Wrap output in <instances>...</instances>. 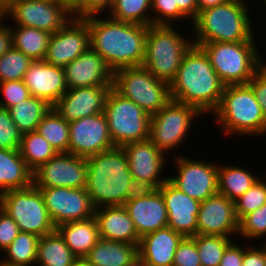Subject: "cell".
I'll list each match as a JSON object with an SVG mask.
<instances>
[{"mask_svg":"<svg viewBox=\"0 0 266 266\" xmlns=\"http://www.w3.org/2000/svg\"><path fill=\"white\" fill-rule=\"evenodd\" d=\"M105 18V19H103ZM88 22L90 47L114 71L142 66L148 26L91 15Z\"/></svg>","mask_w":266,"mask_h":266,"instance_id":"6da1fadb","label":"cell"},{"mask_svg":"<svg viewBox=\"0 0 266 266\" xmlns=\"http://www.w3.org/2000/svg\"><path fill=\"white\" fill-rule=\"evenodd\" d=\"M169 86L172 100L194 106L204 115L218 108L225 88L205 51L194 44Z\"/></svg>","mask_w":266,"mask_h":266,"instance_id":"7a4b0ae2","label":"cell"},{"mask_svg":"<svg viewBox=\"0 0 266 266\" xmlns=\"http://www.w3.org/2000/svg\"><path fill=\"white\" fill-rule=\"evenodd\" d=\"M87 160L86 190L97 207L123 206L128 184L133 180L123 147L92 155Z\"/></svg>","mask_w":266,"mask_h":266,"instance_id":"3957f363","label":"cell"},{"mask_svg":"<svg viewBox=\"0 0 266 266\" xmlns=\"http://www.w3.org/2000/svg\"><path fill=\"white\" fill-rule=\"evenodd\" d=\"M245 0L228 2L207 8L191 22L193 43L200 46L212 42L255 41L254 26ZM194 28V29H193ZM254 34V35H253Z\"/></svg>","mask_w":266,"mask_h":266,"instance_id":"277c9868","label":"cell"},{"mask_svg":"<svg viewBox=\"0 0 266 266\" xmlns=\"http://www.w3.org/2000/svg\"><path fill=\"white\" fill-rule=\"evenodd\" d=\"M212 114L225 136L266 135V118L247 84L225 86L221 102Z\"/></svg>","mask_w":266,"mask_h":266,"instance_id":"5b68a950","label":"cell"},{"mask_svg":"<svg viewBox=\"0 0 266 266\" xmlns=\"http://www.w3.org/2000/svg\"><path fill=\"white\" fill-rule=\"evenodd\" d=\"M254 41L203 43L214 71L222 83L245 85L261 68V54Z\"/></svg>","mask_w":266,"mask_h":266,"instance_id":"8992f818","label":"cell"},{"mask_svg":"<svg viewBox=\"0 0 266 266\" xmlns=\"http://www.w3.org/2000/svg\"><path fill=\"white\" fill-rule=\"evenodd\" d=\"M175 25H149L143 67L161 81L171 83L182 59L194 44ZM184 36V37H183Z\"/></svg>","mask_w":266,"mask_h":266,"instance_id":"52a82bcc","label":"cell"},{"mask_svg":"<svg viewBox=\"0 0 266 266\" xmlns=\"http://www.w3.org/2000/svg\"><path fill=\"white\" fill-rule=\"evenodd\" d=\"M112 88L150 115L172 100L169 83L156 78L143 66L124 67L114 71Z\"/></svg>","mask_w":266,"mask_h":266,"instance_id":"ba28073f","label":"cell"},{"mask_svg":"<svg viewBox=\"0 0 266 266\" xmlns=\"http://www.w3.org/2000/svg\"><path fill=\"white\" fill-rule=\"evenodd\" d=\"M104 113L114 146L149 139L151 115L113 88L108 92Z\"/></svg>","mask_w":266,"mask_h":266,"instance_id":"9c48e42d","label":"cell"},{"mask_svg":"<svg viewBox=\"0 0 266 266\" xmlns=\"http://www.w3.org/2000/svg\"><path fill=\"white\" fill-rule=\"evenodd\" d=\"M0 208L16 222L22 232L42 237L56 229L40 190L33 184L24 189L9 190L0 194Z\"/></svg>","mask_w":266,"mask_h":266,"instance_id":"30bf717a","label":"cell"},{"mask_svg":"<svg viewBox=\"0 0 266 266\" xmlns=\"http://www.w3.org/2000/svg\"><path fill=\"white\" fill-rule=\"evenodd\" d=\"M202 115L194 106L171 100L151 115L149 140L163 153L172 152L185 143L192 122Z\"/></svg>","mask_w":266,"mask_h":266,"instance_id":"8fae6325","label":"cell"},{"mask_svg":"<svg viewBox=\"0 0 266 266\" xmlns=\"http://www.w3.org/2000/svg\"><path fill=\"white\" fill-rule=\"evenodd\" d=\"M8 18L15 23L14 26L32 27L53 34L73 18V13L58 0H10Z\"/></svg>","mask_w":266,"mask_h":266,"instance_id":"7c38bea8","label":"cell"},{"mask_svg":"<svg viewBox=\"0 0 266 266\" xmlns=\"http://www.w3.org/2000/svg\"><path fill=\"white\" fill-rule=\"evenodd\" d=\"M173 158L176 174L168 180L176 188L199 202L218 193V163L193 160L179 154Z\"/></svg>","mask_w":266,"mask_h":266,"instance_id":"4fadbf2b","label":"cell"},{"mask_svg":"<svg viewBox=\"0 0 266 266\" xmlns=\"http://www.w3.org/2000/svg\"><path fill=\"white\" fill-rule=\"evenodd\" d=\"M55 227L94 217L95 206L84 188H38Z\"/></svg>","mask_w":266,"mask_h":266,"instance_id":"5bb4252c","label":"cell"},{"mask_svg":"<svg viewBox=\"0 0 266 266\" xmlns=\"http://www.w3.org/2000/svg\"><path fill=\"white\" fill-rule=\"evenodd\" d=\"M86 175V158L71 153H57L33 172V185L36 188H84Z\"/></svg>","mask_w":266,"mask_h":266,"instance_id":"9a60e30c","label":"cell"},{"mask_svg":"<svg viewBox=\"0 0 266 266\" xmlns=\"http://www.w3.org/2000/svg\"><path fill=\"white\" fill-rule=\"evenodd\" d=\"M113 147L104 112L69 122L68 153L88 158Z\"/></svg>","mask_w":266,"mask_h":266,"instance_id":"2e32d148","label":"cell"},{"mask_svg":"<svg viewBox=\"0 0 266 266\" xmlns=\"http://www.w3.org/2000/svg\"><path fill=\"white\" fill-rule=\"evenodd\" d=\"M88 47V22L84 18L73 16L61 29L51 34L44 61L63 68Z\"/></svg>","mask_w":266,"mask_h":266,"instance_id":"e0dca14e","label":"cell"},{"mask_svg":"<svg viewBox=\"0 0 266 266\" xmlns=\"http://www.w3.org/2000/svg\"><path fill=\"white\" fill-rule=\"evenodd\" d=\"M239 220L235 202L216 193L200 204L197 216V235L238 236ZM235 234V235H234Z\"/></svg>","mask_w":266,"mask_h":266,"instance_id":"ac0fdd59","label":"cell"},{"mask_svg":"<svg viewBox=\"0 0 266 266\" xmlns=\"http://www.w3.org/2000/svg\"><path fill=\"white\" fill-rule=\"evenodd\" d=\"M112 85L70 88L52 106L67 122L104 112Z\"/></svg>","mask_w":266,"mask_h":266,"instance_id":"d6986e66","label":"cell"},{"mask_svg":"<svg viewBox=\"0 0 266 266\" xmlns=\"http://www.w3.org/2000/svg\"><path fill=\"white\" fill-rule=\"evenodd\" d=\"M122 147L133 179L148 181L157 189L168 180L167 176L161 177L168 154L159 150L149 139L127 143Z\"/></svg>","mask_w":266,"mask_h":266,"instance_id":"ffe728a7","label":"cell"},{"mask_svg":"<svg viewBox=\"0 0 266 266\" xmlns=\"http://www.w3.org/2000/svg\"><path fill=\"white\" fill-rule=\"evenodd\" d=\"M158 189L168 213L167 226L184 237L197 235V216L201 202L190 198L169 180Z\"/></svg>","mask_w":266,"mask_h":266,"instance_id":"44dd1931","label":"cell"},{"mask_svg":"<svg viewBox=\"0 0 266 266\" xmlns=\"http://www.w3.org/2000/svg\"><path fill=\"white\" fill-rule=\"evenodd\" d=\"M67 89L113 85V70L91 47L63 67Z\"/></svg>","mask_w":266,"mask_h":266,"instance_id":"7402d4cb","label":"cell"},{"mask_svg":"<svg viewBox=\"0 0 266 266\" xmlns=\"http://www.w3.org/2000/svg\"><path fill=\"white\" fill-rule=\"evenodd\" d=\"M31 96L53 106L67 91L64 69L44 60H34L23 77Z\"/></svg>","mask_w":266,"mask_h":266,"instance_id":"603a6c76","label":"cell"},{"mask_svg":"<svg viewBox=\"0 0 266 266\" xmlns=\"http://www.w3.org/2000/svg\"><path fill=\"white\" fill-rule=\"evenodd\" d=\"M141 238L167 226L168 213L159 189L144 198H136L123 205Z\"/></svg>","mask_w":266,"mask_h":266,"instance_id":"cb8c5ba5","label":"cell"},{"mask_svg":"<svg viewBox=\"0 0 266 266\" xmlns=\"http://www.w3.org/2000/svg\"><path fill=\"white\" fill-rule=\"evenodd\" d=\"M184 238L169 226L140 238L138 257L151 266H173L174 254Z\"/></svg>","mask_w":266,"mask_h":266,"instance_id":"d4e9b609","label":"cell"},{"mask_svg":"<svg viewBox=\"0 0 266 266\" xmlns=\"http://www.w3.org/2000/svg\"><path fill=\"white\" fill-rule=\"evenodd\" d=\"M94 217L100 238L139 245L140 237L124 206L97 207Z\"/></svg>","mask_w":266,"mask_h":266,"instance_id":"484cf974","label":"cell"},{"mask_svg":"<svg viewBox=\"0 0 266 266\" xmlns=\"http://www.w3.org/2000/svg\"><path fill=\"white\" fill-rule=\"evenodd\" d=\"M55 230L77 259L84 258L100 238L95 217L62 223Z\"/></svg>","mask_w":266,"mask_h":266,"instance_id":"4316f807","label":"cell"},{"mask_svg":"<svg viewBox=\"0 0 266 266\" xmlns=\"http://www.w3.org/2000/svg\"><path fill=\"white\" fill-rule=\"evenodd\" d=\"M137 258V245L103 238L84 257L92 266H131Z\"/></svg>","mask_w":266,"mask_h":266,"instance_id":"83f0119b","label":"cell"},{"mask_svg":"<svg viewBox=\"0 0 266 266\" xmlns=\"http://www.w3.org/2000/svg\"><path fill=\"white\" fill-rule=\"evenodd\" d=\"M33 184V172L21 157L19 149L0 148V194L24 189Z\"/></svg>","mask_w":266,"mask_h":266,"instance_id":"f1b7e54d","label":"cell"},{"mask_svg":"<svg viewBox=\"0 0 266 266\" xmlns=\"http://www.w3.org/2000/svg\"><path fill=\"white\" fill-rule=\"evenodd\" d=\"M256 176L242 166L218 164V193L235 202L259 180Z\"/></svg>","mask_w":266,"mask_h":266,"instance_id":"f546056e","label":"cell"},{"mask_svg":"<svg viewBox=\"0 0 266 266\" xmlns=\"http://www.w3.org/2000/svg\"><path fill=\"white\" fill-rule=\"evenodd\" d=\"M76 260L56 230L39 238L35 266H71Z\"/></svg>","mask_w":266,"mask_h":266,"instance_id":"4dcf8cb0","label":"cell"},{"mask_svg":"<svg viewBox=\"0 0 266 266\" xmlns=\"http://www.w3.org/2000/svg\"><path fill=\"white\" fill-rule=\"evenodd\" d=\"M12 47L34 60H44L51 34L32 27L12 26Z\"/></svg>","mask_w":266,"mask_h":266,"instance_id":"1f68e13d","label":"cell"},{"mask_svg":"<svg viewBox=\"0 0 266 266\" xmlns=\"http://www.w3.org/2000/svg\"><path fill=\"white\" fill-rule=\"evenodd\" d=\"M52 108L45 100L31 96L9 108L13 122L24 134L36 131L38 124Z\"/></svg>","mask_w":266,"mask_h":266,"instance_id":"d6a6232c","label":"cell"},{"mask_svg":"<svg viewBox=\"0 0 266 266\" xmlns=\"http://www.w3.org/2000/svg\"><path fill=\"white\" fill-rule=\"evenodd\" d=\"M19 151L32 172L58 153L37 130L22 134Z\"/></svg>","mask_w":266,"mask_h":266,"instance_id":"836d02e7","label":"cell"},{"mask_svg":"<svg viewBox=\"0 0 266 266\" xmlns=\"http://www.w3.org/2000/svg\"><path fill=\"white\" fill-rule=\"evenodd\" d=\"M39 238L36 234L20 231L13 242L3 251L4 259H0V261L12 266H35Z\"/></svg>","mask_w":266,"mask_h":266,"instance_id":"e575fe53","label":"cell"},{"mask_svg":"<svg viewBox=\"0 0 266 266\" xmlns=\"http://www.w3.org/2000/svg\"><path fill=\"white\" fill-rule=\"evenodd\" d=\"M37 131L58 153H68L69 122L53 108L49 110L38 124Z\"/></svg>","mask_w":266,"mask_h":266,"instance_id":"d590c367","label":"cell"},{"mask_svg":"<svg viewBox=\"0 0 266 266\" xmlns=\"http://www.w3.org/2000/svg\"><path fill=\"white\" fill-rule=\"evenodd\" d=\"M108 12L116 21L152 25L151 0H114Z\"/></svg>","mask_w":266,"mask_h":266,"instance_id":"8d00e7d4","label":"cell"},{"mask_svg":"<svg viewBox=\"0 0 266 266\" xmlns=\"http://www.w3.org/2000/svg\"><path fill=\"white\" fill-rule=\"evenodd\" d=\"M201 266H219L227 246L234 240L223 236L195 235Z\"/></svg>","mask_w":266,"mask_h":266,"instance_id":"74e56055","label":"cell"},{"mask_svg":"<svg viewBox=\"0 0 266 266\" xmlns=\"http://www.w3.org/2000/svg\"><path fill=\"white\" fill-rule=\"evenodd\" d=\"M32 62L33 60L23 52L11 47L0 57V83L23 80Z\"/></svg>","mask_w":266,"mask_h":266,"instance_id":"f35d334b","label":"cell"},{"mask_svg":"<svg viewBox=\"0 0 266 266\" xmlns=\"http://www.w3.org/2000/svg\"><path fill=\"white\" fill-rule=\"evenodd\" d=\"M266 204V175L259 180L237 201H235L236 215L240 221L245 215L256 211Z\"/></svg>","mask_w":266,"mask_h":266,"instance_id":"ab89813d","label":"cell"},{"mask_svg":"<svg viewBox=\"0 0 266 266\" xmlns=\"http://www.w3.org/2000/svg\"><path fill=\"white\" fill-rule=\"evenodd\" d=\"M238 236L244 240H258V238L261 240L266 236V204L248 213L239 221ZM264 239L266 243V238Z\"/></svg>","mask_w":266,"mask_h":266,"instance_id":"60d3db41","label":"cell"},{"mask_svg":"<svg viewBox=\"0 0 266 266\" xmlns=\"http://www.w3.org/2000/svg\"><path fill=\"white\" fill-rule=\"evenodd\" d=\"M151 15L152 25L176 26L178 21L182 22L187 18L175 4V0H151Z\"/></svg>","mask_w":266,"mask_h":266,"instance_id":"b9f144b4","label":"cell"},{"mask_svg":"<svg viewBox=\"0 0 266 266\" xmlns=\"http://www.w3.org/2000/svg\"><path fill=\"white\" fill-rule=\"evenodd\" d=\"M22 133L13 122L9 109L0 107V148L19 149Z\"/></svg>","mask_w":266,"mask_h":266,"instance_id":"7bdbcfd3","label":"cell"},{"mask_svg":"<svg viewBox=\"0 0 266 266\" xmlns=\"http://www.w3.org/2000/svg\"><path fill=\"white\" fill-rule=\"evenodd\" d=\"M0 96V107L9 109L31 97V94L23 80H12L0 83Z\"/></svg>","mask_w":266,"mask_h":266,"instance_id":"ee69618b","label":"cell"},{"mask_svg":"<svg viewBox=\"0 0 266 266\" xmlns=\"http://www.w3.org/2000/svg\"><path fill=\"white\" fill-rule=\"evenodd\" d=\"M173 266H201L197 245L192 237H184L178 245Z\"/></svg>","mask_w":266,"mask_h":266,"instance_id":"f6af8a7d","label":"cell"},{"mask_svg":"<svg viewBox=\"0 0 266 266\" xmlns=\"http://www.w3.org/2000/svg\"><path fill=\"white\" fill-rule=\"evenodd\" d=\"M114 0H79L78 4L72 9L74 17L84 18L91 15L103 16V12L109 11Z\"/></svg>","mask_w":266,"mask_h":266,"instance_id":"bcb514c9","label":"cell"},{"mask_svg":"<svg viewBox=\"0 0 266 266\" xmlns=\"http://www.w3.org/2000/svg\"><path fill=\"white\" fill-rule=\"evenodd\" d=\"M16 222L0 208V250L3 252L18 236Z\"/></svg>","mask_w":266,"mask_h":266,"instance_id":"7dc6e473","label":"cell"},{"mask_svg":"<svg viewBox=\"0 0 266 266\" xmlns=\"http://www.w3.org/2000/svg\"><path fill=\"white\" fill-rule=\"evenodd\" d=\"M247 85L252 89L266 118V70L261 67L250 79Z\"/></svg>","mask_w":266,"mask_h":266,"instance_id":"c3c4849f","label":"cell"},{"mask_svg":"<svg viewBox=\"0 0 266 266\" xmlns=\"http://www.w3.org/2000/svg\"><path fill=\"white\" fill-rule=\"evenodd\" d=\"M155 190H157V188L152 183L133 179L127 187L126 202L136 198L147 197Z\"/></svg>","mask_w":266,"mask_h":266,"instance_id":"681fc988","label":"cell"},{"mask_svg":"<svg viewBox=\"0 0 266 266\" xmlns=\"http://www.w3.org/2000/svg\"><path fill=\"white\" fill-rule=\"evenodd\" d=\"M243 255L244 248L232 241L224 251L219 266H242Z\"/></svg>","mask_w":266,"mask_h":266,"instance_id":"f907efd6","label":"cell"},{"mask_svg":"<svg viewBox=\"0 0 266 266\" xmlns=\"http://www.w3.org/2000/svg\"><path fill=\"white\" fill-rule=\"evenodd\" d=\"M242 266H266V244L262 248L244 247Z\"/></svg>","mask_w":266,"mask_h":266,"instance_id":"816d5d0a","label":"cell"},{"mask_svg":"<svg viewBox=\"0 0 266 266\" xmlns=\"http://www.w3.org/2000/svg\"><path fill=\"white\" fill-rule=\"evenodd\" d=\"M7 20H0V57L12 47L11 26L6 25Z\"/></svg>","mask_w":266,"mask_h":266,"instance_id":"f5cc1de1","label":"cell"},{"mask_svg":"<svg viewBox=\"0 0 266 266\" xmlns=\"http://www.w3.org/2000/svg\"><path fill=\"white\" fill-rule=\"evenodd\" d=\"M180 11L187 17L188 21H194L198 16L197 0H175Z\"/></svg>","mask_w":266,"mask_h":266,"instance_id":"db71d44e","label":"cell"},{"mask_svg":"<svg viewBox=\"0 0 266 266\" xmlns=\"http://www.w3.org/2000/svg\"><path fill=\"white\" fill-rule=\"evenodd\" d=\"M229 0H197V5H198V13L202 10H205L210 7H214L216 5H221Z\"/></svg>","mask_w":266,"mask_h":266,"instance_id":"11a10c76","label":"cell"},{"mask_svg":"<svg viewBox=\"0 0 266 266\" xmlns=\"http://www.w3.org/2000/svg\"><path fill=\"white\" fill-rule=\"evenodd\" d=\"M10 0H0V20H8Z\"/></svg>","mask_w":266,"mask_h":266,"instance_id":"9f6ffc18","label":"cell"},{"mask_svg":"<svg viewBox=\"0 0 266 266\" xmlns=\"http://www.w3.org/2000/svg\"><path fill=\"white\" fill-rule=\"evenodd\" d=\"M66 4L71 10L78 4L79 0H58Z\"/></svg>","mask_w":266,"mask_h":266,"instance_id":"6f0895ef","label":"cell"},{"mask_svg":"<svg viewBox=\"0 0 266 266\" xmlns=\"http://www.w3.org/2000/svg\"><path fill=\"white\" fill-rule=\"evenodd\" d=\"M71 266H92L84 258L77 259Z\"/></svg>","mask_w":266,"mask_h":266,"instance_id":"680465c9","label":"cell"},{"mask_svg":"<svg viewBox=\"0 0 266 266\" xmlns=\"http://www.w3.org/2000/svg\"><path fill=\"white\" fill-rule=\"evenodd\" d=\"M131 266H151L149 264H147L146 262H144L143 260H141L139 257L132 263Z\"/></svg>","mask_w":266,"mask_h":266,"instance_id":"91938a15","label":"cell"},{"mask_svg":"<svg viewBox=\"0 0 266 266\" xmlns=\"http://www.w3.org/2000/svg\"><path fill=\"white\" fill-rule=\"evenodd\" d=\"M261 67L266 70V61H264L263 58H262V65H261Z\"/></svg>","mask_w":266,"mask_h":266,"instance_id":"94428289","label":"cell"},{"mask_svg":"<svg viewBox=\"0 0 266 266\" xmlns=\"http://www.w3.org/2000/svg\"><path fill=\"white\" fill-rule=\"evenodd\" d=\"M0 266H12V265H8V264H5L2 261H0Z\"/></svg>","mask_w":266,"mask_h":266,"instance_id":"6125c7cd","label":"cell"},{"mask_svg":"<svg viewBox=\"0 0 266 266\" xmlns=\"http://www.w3.org/2000/svg\"><path fill=\"white\" fill-rule=\"evenodd\" d=\"M265 2V3H264ZM265 4V5H264ZM263 5H264V7L266 8V0H263Z\"/></svg>","mask_w":266,"mask_h":266,"instance_id":"be15d7a7","label":"cell"}]
</instances>
